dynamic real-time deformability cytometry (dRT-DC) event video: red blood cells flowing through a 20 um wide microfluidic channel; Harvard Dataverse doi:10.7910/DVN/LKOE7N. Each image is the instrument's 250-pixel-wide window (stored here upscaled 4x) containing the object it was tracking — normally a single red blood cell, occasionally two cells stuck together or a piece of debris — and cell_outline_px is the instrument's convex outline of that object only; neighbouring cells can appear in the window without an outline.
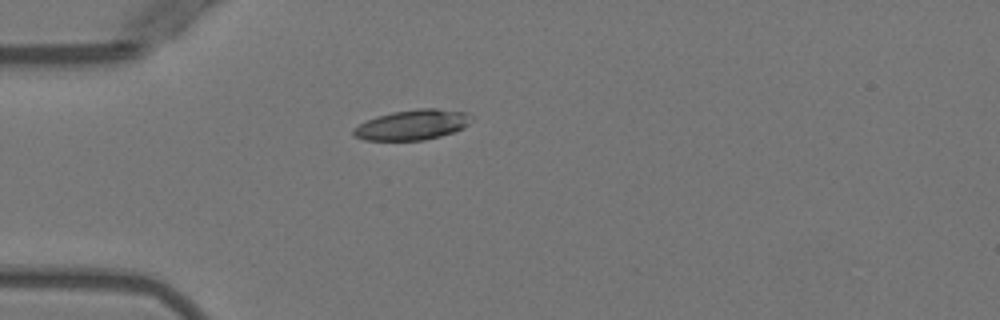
{"species": "Egyptian fruit bat (a non-hibernating species)", "species_latin": "Rousettus aegyptiacus", "temperature_condition": "warm", "stored_images_in_passage": 2, "camera_frame_rate_fps": 3000, "um_per_image_px": 0.085, "animal": {"sex": "female"}, "frame": {"image": 1, "passage_image": 1, "time_ms": 0.0, "image_size_px": [1000, 320], "cell_outline_px": [[472, 120], [464, 128], [440, 136], [424, 140], [364, 140], [352, 136], [352, 128], [376, 116], [392, 112], [416, 108], [436, 108], [468, 112]], "centroid_in_image_um": [35.04, 10.6], "position_along_channel_um": 50.0, "area_um2": 20.87}}